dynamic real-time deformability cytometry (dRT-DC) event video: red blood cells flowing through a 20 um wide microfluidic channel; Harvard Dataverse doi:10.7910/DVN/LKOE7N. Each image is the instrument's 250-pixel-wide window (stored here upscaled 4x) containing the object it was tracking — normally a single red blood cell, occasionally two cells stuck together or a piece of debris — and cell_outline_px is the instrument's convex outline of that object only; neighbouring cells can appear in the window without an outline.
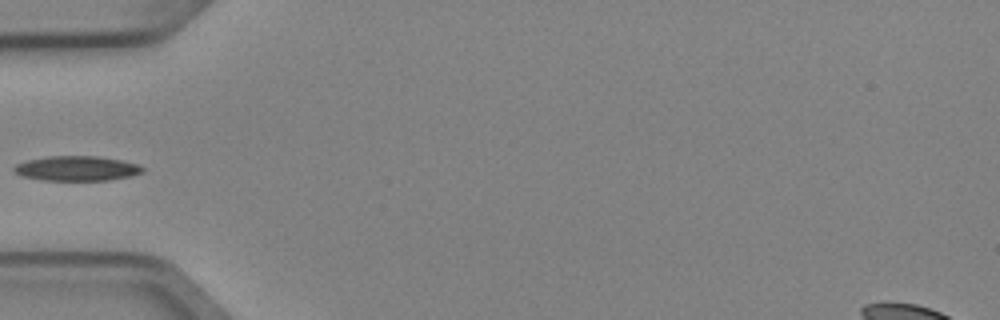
{"species": "Egyptian fruit bat (a non-hibernating species)", "species_latin": "Rousettus aegyptiacus", "temperature_condition": "cold", "stored_images_in_passage": 5, "camera_frame_rate_fps": 3000, "um_per_image_px": 0.085, "animal": {"sex": "female"}, "frame": {"image": 1, "passage_image": 5, "time_ms": 1.333, "image_size_px": [1000, 320], "cell_outline_px": [[144, 172], [132, 176], [108, 180], [40, 180], [24, 176], [12, 172], [12, 168], [16, 164], [28, 160], [48, 156], [100, 156], [120, 160], [136, 164], [144, 168]], "centroid_in_image_um": [6.51, 14.31], "position_along_channel_um": 78.5, "area_um2": 18.61}}